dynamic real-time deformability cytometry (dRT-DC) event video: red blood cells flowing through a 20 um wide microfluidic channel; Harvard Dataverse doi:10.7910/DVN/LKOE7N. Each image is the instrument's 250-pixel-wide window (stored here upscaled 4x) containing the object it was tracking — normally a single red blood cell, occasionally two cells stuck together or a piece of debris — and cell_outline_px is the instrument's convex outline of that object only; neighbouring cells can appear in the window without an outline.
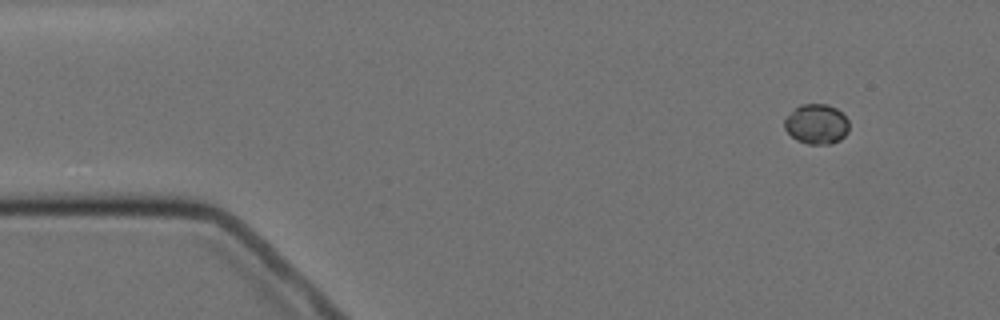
{"species": "Egyptian fruit bat (a non-hibernating species)", "species_latin": "Rousettus aegyptiacus", "temperature_condition": "cold", "stored_images_in_passage": 4, "camera_frame_rate_fps": 3000, "um_per_image_px": 0.085, "animal": {"sex": "female"}, "frame": {"image": 1, "passage_image": 1, "time_ms": 0.0, "image_size_px": [1000, 320], "cell_outline_px": [[848, 132], [840, 140], [832, 144], [808, 144], [796, 140], [784, 128], [784, 116], [800, 104], [828, 104], [836, 108], [848, 120]], "centroid_in_image_um": [69.38, 10.54], "position_along_channel_um": 15.6, "area_um2": 15.2}}
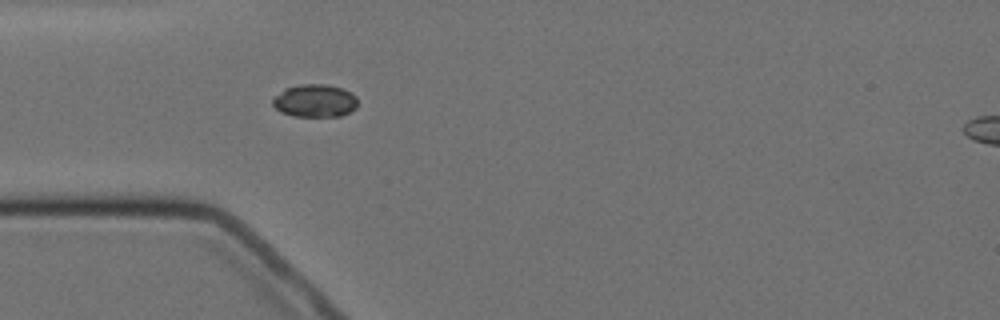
{"frame": {"image": 2, "passage_image": 4, "time_ms": 3.667, "image_size_px": [1000, 320], "cell_outline_px": [[356, 108], [340, 116], [292, 116], [280, 112], [272, 104], [272, 96], [284, 88], [300, 84], [324, 84], [344, 88], [352, 92], [356, 96]], "centroid_in_image_um": [26.73, 8.55], "position_along_channel_um": 58.3, "area_um2": 16.47}}